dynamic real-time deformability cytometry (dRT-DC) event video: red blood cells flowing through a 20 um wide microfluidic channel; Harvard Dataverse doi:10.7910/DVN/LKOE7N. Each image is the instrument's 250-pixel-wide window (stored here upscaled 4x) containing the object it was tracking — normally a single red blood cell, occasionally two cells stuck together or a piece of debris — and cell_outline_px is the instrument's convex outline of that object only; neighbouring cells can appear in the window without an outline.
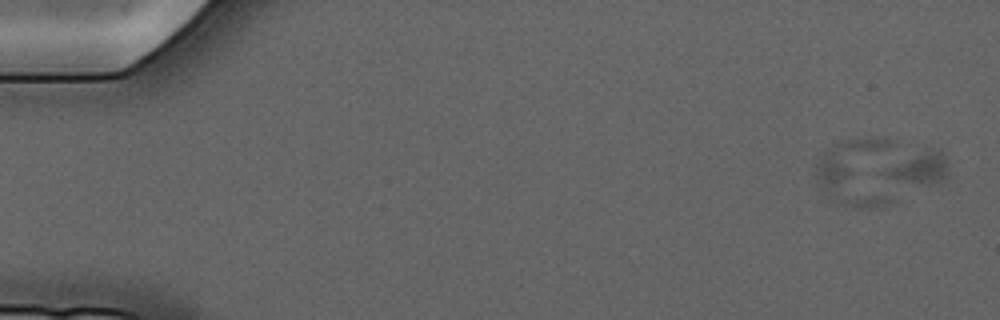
{"species": "common noctule bat (a hibernating species)", "species_latin": "Nyctalus noctula", "temperature_condition": "cold", "stored_images_in_passage": 5, "camera_frame_rate_fps": 3000, "um_per_image_px": 0.085, "animal": {"sex": "male", "forearm_length_mm": 52.5}, "frame": {"image": 1, "passage_image": 2, "time_ms": 1.333, "image_size_px": [1000, 320], "cell_outline_px": [[948, 180], [928, 184], [920, 184], [884, 176], [876, 172], [884, 168], [932, 148], [940, 148], [944, 152], [948, 164]], "centroid_in_image_um": [78.23, 14.29], "position_along_channel_um": 6.8, "area_um2": 11.73}}